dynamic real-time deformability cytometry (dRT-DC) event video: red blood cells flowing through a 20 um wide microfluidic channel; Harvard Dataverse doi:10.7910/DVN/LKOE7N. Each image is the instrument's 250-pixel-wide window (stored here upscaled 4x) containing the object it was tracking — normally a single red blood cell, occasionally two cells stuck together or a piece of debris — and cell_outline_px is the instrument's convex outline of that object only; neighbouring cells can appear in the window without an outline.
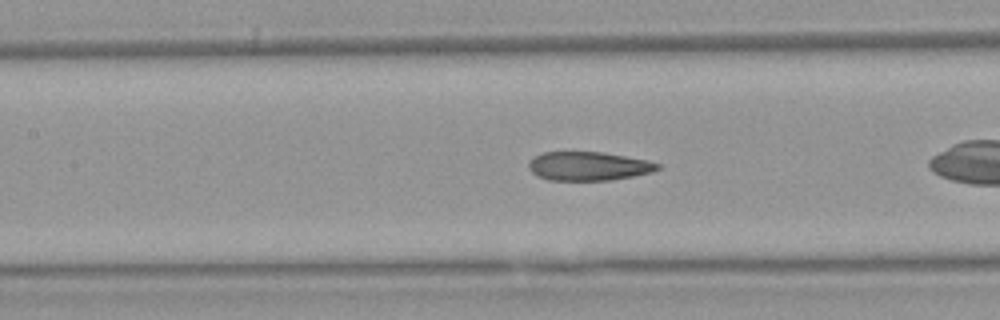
{"species": "Egyptian fruit bat (a non-hibernating species)", "species_latin": "Rousettus aegyptiacus", "temperature_condition": "warm", "stored_images_in_passage": 25, "camera_frame_rate_fps": 3000, "um_per_image_px": 0.085, "animal": {"sex": "female"}, "frame": {"image": 1, "passage_image": 8, "time_ms": 2.333, "image_size_px": [1000, 320], "cell_outline_px": [[660, 168], [652, 172], [612, 180], [548, 180], [536, 176], [528, 168], [528, 160], [544, 152], [600, 152], [648, 160], [660, 164]], "centroid_in_image_um": [49.99, 14.12], "position_along_channel_um": 157.4, "area_um2": 21.62}}
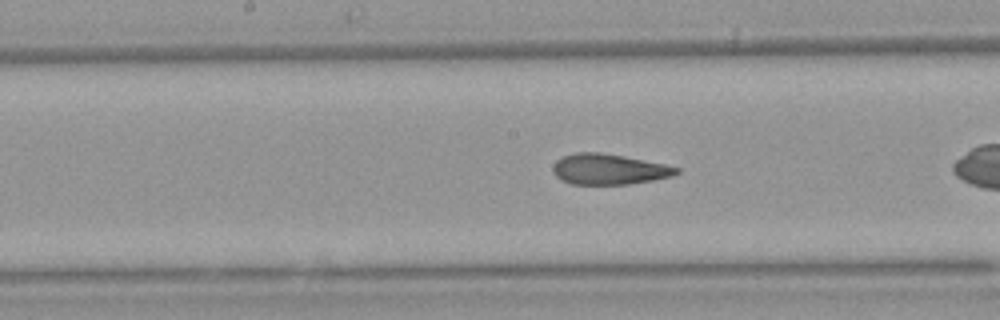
{"frame": {"image": 2, "passage_image": 11, "time_ms": 3.333, "image_size_px": [1000, 320], "cell_outline_px": [[680, 172], [672, 176], [652, 180], [628, 184], [572, 184], [560, 180], [552, 172], [552, 168], [556, 160], [564, 156], [576, 152], [600, 152], [624, 156], [664, 164], [680, 168]], "centroid_in_image_um": [51.73, 14.38], "position_along_channel_um": 196.5, "area_um2": 22.02}}